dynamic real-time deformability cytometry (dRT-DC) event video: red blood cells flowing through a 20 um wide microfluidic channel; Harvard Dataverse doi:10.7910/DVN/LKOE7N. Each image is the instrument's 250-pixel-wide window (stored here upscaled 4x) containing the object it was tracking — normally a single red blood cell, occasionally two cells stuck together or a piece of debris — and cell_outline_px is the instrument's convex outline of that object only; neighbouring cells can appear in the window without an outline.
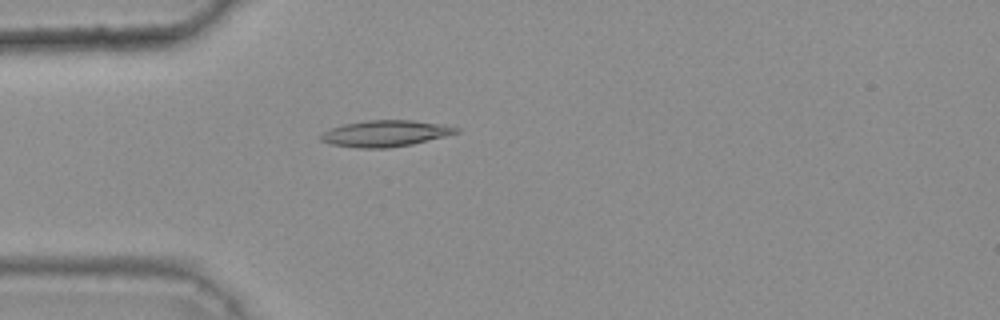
{"species": "common noctule bat (a hibernating species)", "species_latin": "Nyctalus noctula", "temperature_condition": "warm", "stored_images_in_passage": 35, "camera_frame_rate_fps": 3000, "um_per_image_px": 0.085, "animal": {"sex": "female", "body_mass_g": 25.1}, "frame": {"image": 1, "passage_image": 5, "time_ms": 1.333, "image_size_px": [1000, 320], "cell_outline_px": [[460, 132], [412, 144], [388, 148], [360, 148], [332, 144], [320, 140], [320, 136], [324, 132], [332, 128], [344, 124], [368, 120], [412, 120], [440, 124], [460, 128]], "centroid_in_image_um": [32.76, 11.34], "position_along_channel_um": 52.2, "area_um2": 20.46}}
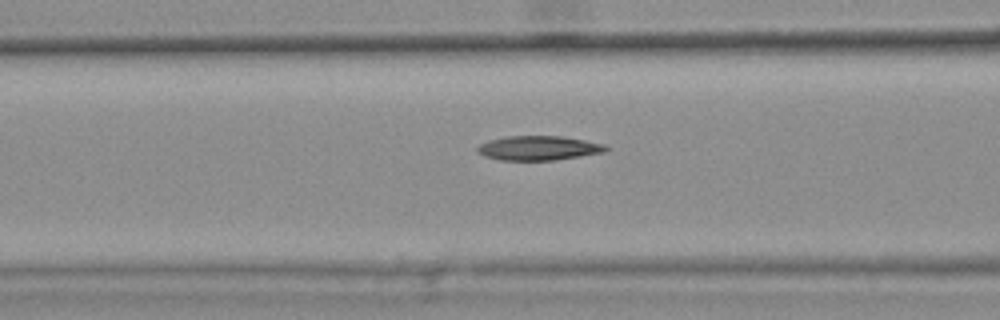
{"frame": {"image": 2, "passage_image": 11, "time_ms": 3.333, "image_size_px": [1000, 320], "cell_outline_px": [[608, 148], [604, 152], [556, 160], [500, 160], [484, 156], [476, 152], [476, 148], [480, 144], [488, 140], [508, 136], [564, 136], [604, 144]], "centroid_in_image_um": [45.74, 12.58], "position_along_channel_um": 120.9, "area_um2": 18.26}}
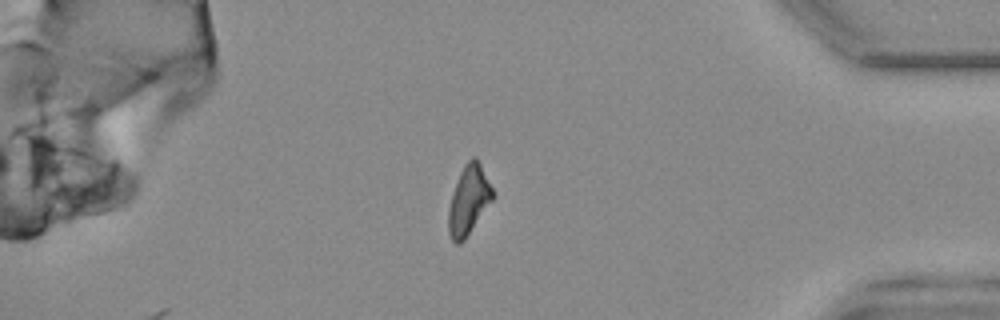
{"frame": {"image": 3, "passage_image": 35, "time_ms": 11.333, "image_size_px": [1000, 320], "cell_outline_px": [[496, 196], [464, 240], [460, 244], [456, 244], [452, 240], [448, 232], [448, 208], [460, 172], [464, 164], [472, 156], [476, 156]], "centroid_in_image_um": [39.84, 17.02], "position_along_channel_um": 395.4, "area_um2": 17.74}}